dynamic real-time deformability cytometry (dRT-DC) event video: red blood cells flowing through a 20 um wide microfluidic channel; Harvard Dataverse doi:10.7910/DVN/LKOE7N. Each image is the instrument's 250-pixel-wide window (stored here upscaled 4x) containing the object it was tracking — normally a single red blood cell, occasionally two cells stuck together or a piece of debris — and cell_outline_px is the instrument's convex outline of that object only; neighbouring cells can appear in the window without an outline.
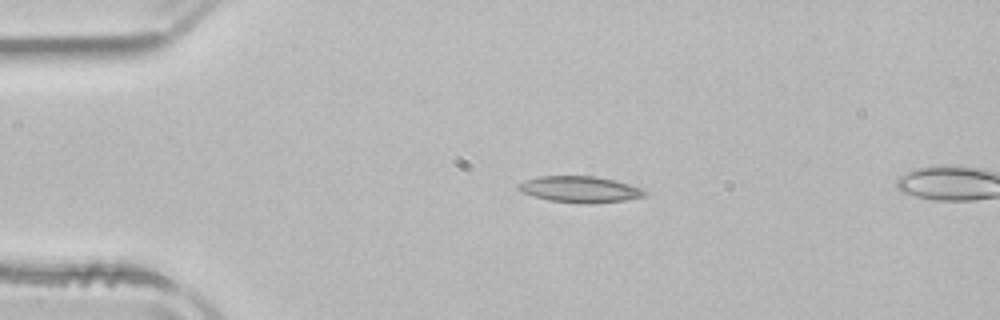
{"species": "common noctule bat (a hibernating species)", "species_latin": "Nyctalus noctula", "temperature_condition": "room temperature", "stored_images_in_passage": 13, "camera_frame_rate_fps": 3000, "um_per_image_px": 0.085, "animal": {"sex": "male", "body_mass_g": 21.5, "forearm_length_mm": 52.0}, "frame": {"image": 1, "passage_image": 10, "time_ms": 3.0, "image_size_px": [1000, 320], "cell_outline_px": [[648, 196], [624, 200], [588, 204], [580, 204], [548, 200], [524, 192], [516, 188], [516, 184], [524, 180], [540, 176], [596, 176], [616, 180], [640, 188], [648, 192]], "centroid_in_image_um": [49.31, 16.09], "position_along_channel_um": 35.7, "area_um2": 19.42}}